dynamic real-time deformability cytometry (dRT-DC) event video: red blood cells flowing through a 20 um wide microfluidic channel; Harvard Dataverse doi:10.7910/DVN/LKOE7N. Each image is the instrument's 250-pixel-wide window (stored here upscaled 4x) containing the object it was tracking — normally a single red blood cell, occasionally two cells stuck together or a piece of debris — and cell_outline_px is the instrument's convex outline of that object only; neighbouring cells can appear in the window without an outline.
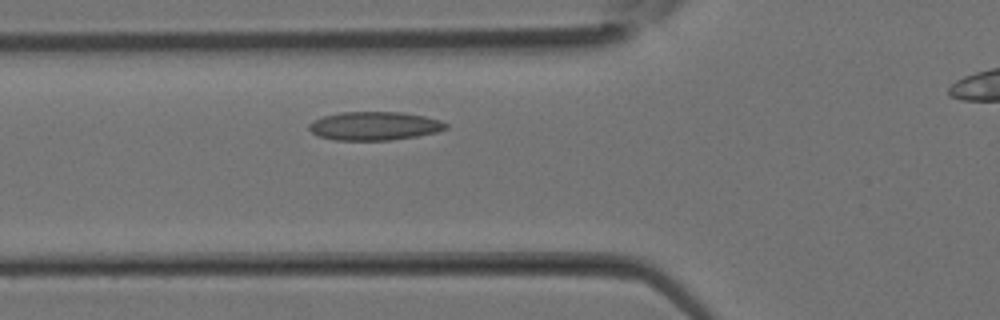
{"species": "Egyptian fruit bat (a non-hibernating species)", "species_latin": "Rousettus aegyptiacus", "temperature_condition": "room temperature", "stored_images_in_passage": 22, "camera_frame_rate_fps": 3000, "um_per_image_px": 0.085, "animal": {"sex": "female"}, "frame": {"image": 1, "passage_image": 6, "time_ms": 1.667, "image_size_px": [1000, 320], "cell_outline_px": [[448, 128], [436, 132], [416, 136], [392, 140], [336, 140], [316, 136], [308, 128], [308, 124], [324, 116], [340, 112], [400, 112], [424, 116], [440, 120], [448, 124]], "centroid_in_image_um": [31.82, 10.71], "position_along_channel_um": 94.0, "area_um2": 22.72}}
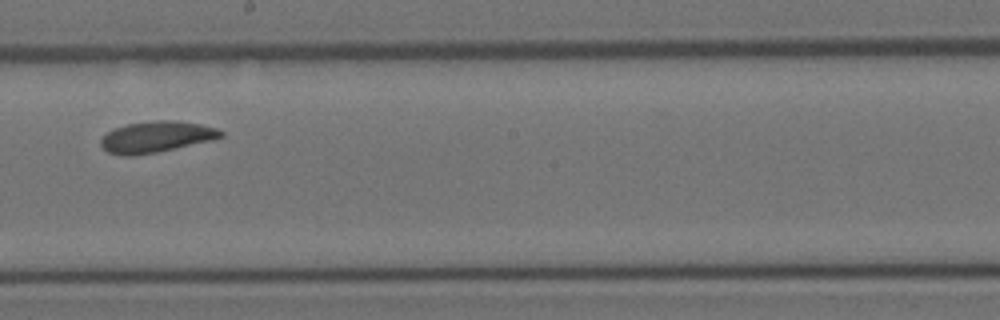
{"frame": {"image": 2, "passage_image": 13, "time_ms": 4.0, "image_size_px": [1000, 320], "cell_outline_px": [[224, 136], [212, 140], [156, 152], [132, 156], [124, 156], [108, 152], [100, 144], [100, 140], [108, 132], [116, 128], [128, 124], [152, 120], [176, 120], [200, 124], [216, 128], [224, 132]], "centroid_in_image_um": [13.3, 11.63], "position_along_channel_um": 234.9, "area_um2": 21.62}}
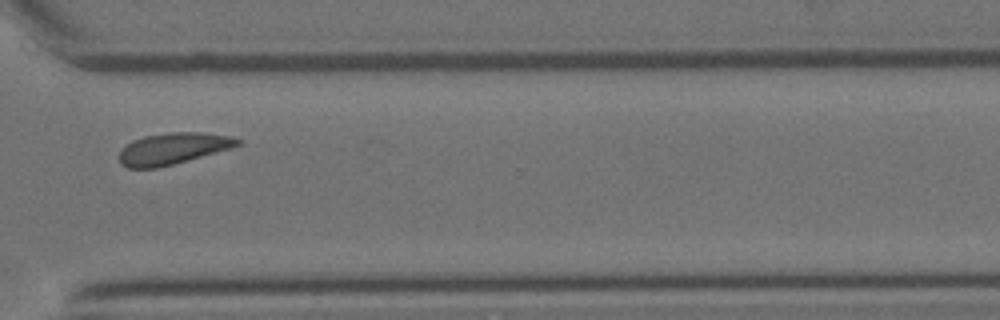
{"frame": {"image": 3, "passage_image": 19, "time_ms": 6.0, "image_size_px": [1000, 320], "cell_outline_px": [[240, 144], [232, 148], [172, 164], [156, 168], [128, 168], [120, 164], [120, 152], [132, 140], [144, 136], [168, 132], [204, 132], [232, 136], [240, 140]], "centroid_in_image_um": [14.71, 12.62], "position_along_channel_um": 355.9, "area_um2": 21.56}}